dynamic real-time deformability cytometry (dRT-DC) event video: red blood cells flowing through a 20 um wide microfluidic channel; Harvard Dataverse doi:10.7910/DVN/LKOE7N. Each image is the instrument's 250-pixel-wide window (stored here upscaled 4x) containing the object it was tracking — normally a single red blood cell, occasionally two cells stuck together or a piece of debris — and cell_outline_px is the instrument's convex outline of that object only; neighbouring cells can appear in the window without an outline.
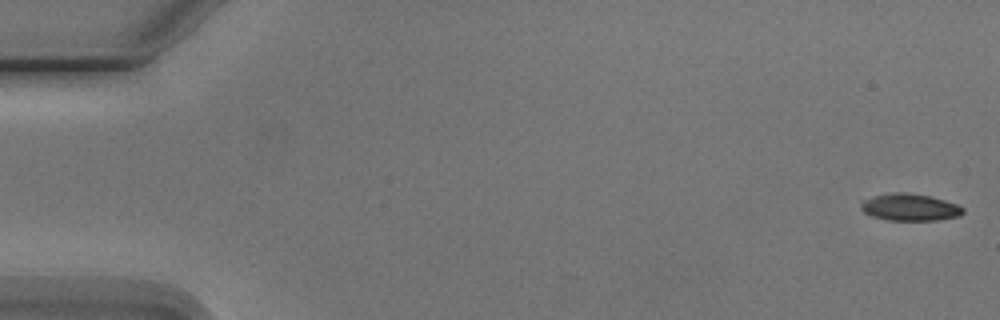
{"species": "Egyptian fruit bat (a non-hibernating species)", "species_latin": "Rousettus aegyptiacus", "temperature_condition": "cold", "stored_images_in_passage": 8, "camera_frame_rate_fps": 3000, "um_per_image_px": 0.085, "animal": {"sex": "male"}, "frame": {"image": 1, "passage_image": 1, "time_ms": 0.0, "image_size_px": [1000, 320], "cell_outline_px": [[964, 212], [960, 216], [936, 220], [888, 220], [872, 216], [864, 212], [860, 208], [860, 200], [872, 196], [892, 192], [908, 192], [932, 196], [956, 204], [964, 208]], "centroid_in_image_um": [77.31, 17.6], "position_along_channel_um": 7.7, "area_um2": 16.3}}
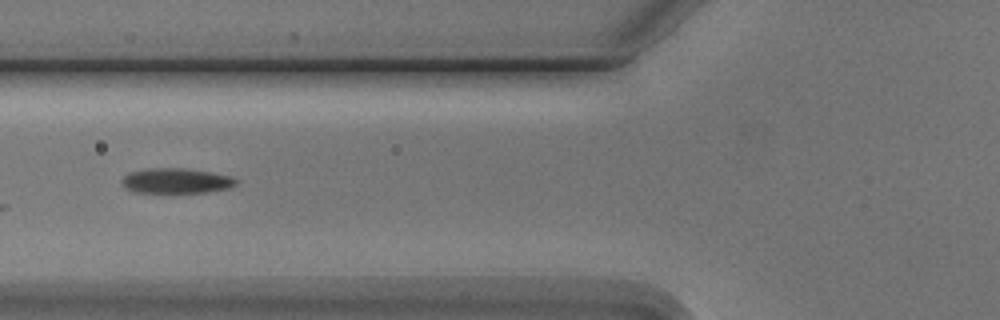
{"frame": {"image": 2, "passage_image": 6, "time_ms": 6.667, "image_size_px": [1000, 320], "cell_outline_px": [[240, 180], [232, 188], [208, 192], [132, 192], [124, 188], [120, 180], [128, 172], [144, 168], [184, 168], [212, 172], [232, 176]], "centroid_in_image_um": [14.98, 15.36], "position_along_channel_um": 110.8, "area_um2": 17.11}}
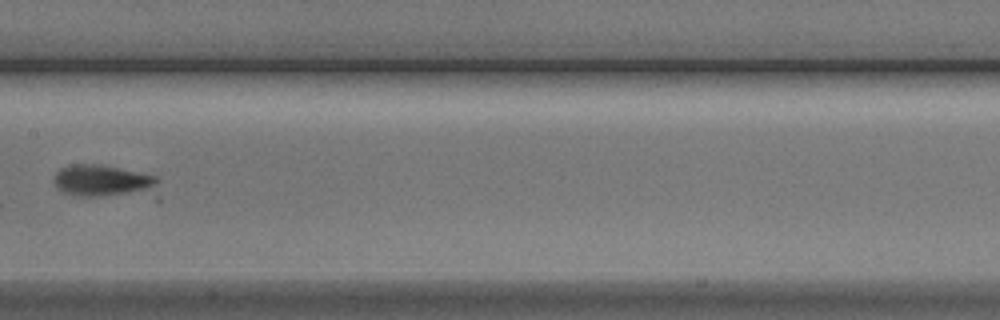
{"frame": {"image": 3, "passage_image": 8, "time_ms": 9.0, "image_size_px": [1000, 320], "cell_outline_px": [[160, 180], [156, 184], [148, 188], [128, 192], [100, 196], [72, 196], [56, 188], [52, 180], [56, 172], [60, 168], [72, 164], [100, 164], [156, 176]], "centroid_in_image_um": [8.52, 15.32], "position_along_channel_um": 198.9, "area_um2": 18.38}}